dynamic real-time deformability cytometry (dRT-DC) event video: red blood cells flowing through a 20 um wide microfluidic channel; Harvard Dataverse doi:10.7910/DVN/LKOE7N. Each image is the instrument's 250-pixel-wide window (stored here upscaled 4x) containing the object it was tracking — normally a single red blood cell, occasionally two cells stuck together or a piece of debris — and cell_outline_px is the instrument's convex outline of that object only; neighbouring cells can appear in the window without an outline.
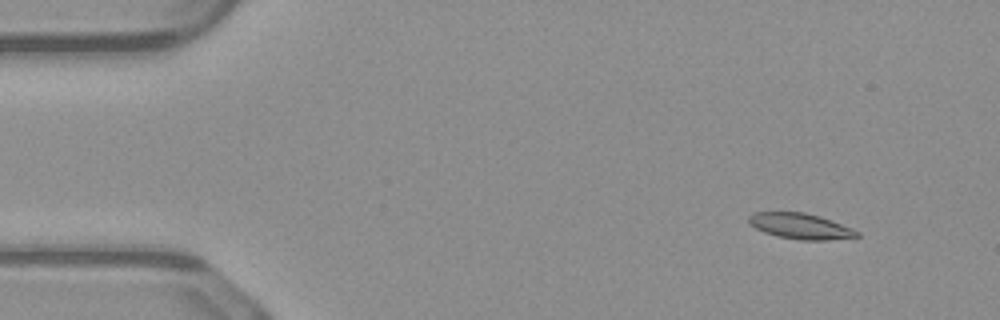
{"species": "common noctule bat (a hibernating species)", "species_latin": "Nyctalus noctula", "temperature_condition": "warm", "stored_images_in_passage": 51, "camera_frame_rate_fps": 3000, "um_per_image_px": 0.085, "animal": {"sex": "male", "body_mass_g": 23.1, "forearm_length_mm": 52.7}, "frame": {"image": 1, "passage_image": 5, "time_ms": 1.333, "image_size_px": [1000, 320], "cell_outline_px": [[860, 236], [828, 240], [800, 240], [776, 236], [764, 232], [756, 228], [748, 220], [748, 216], [756, 212], [804, 212], [820, 216], [852, 228], [860, 232]], "centroid_in_image_um": [68.06, 19.22], "position_along_channel_um": 16.9, "area_um2": 16.13}}
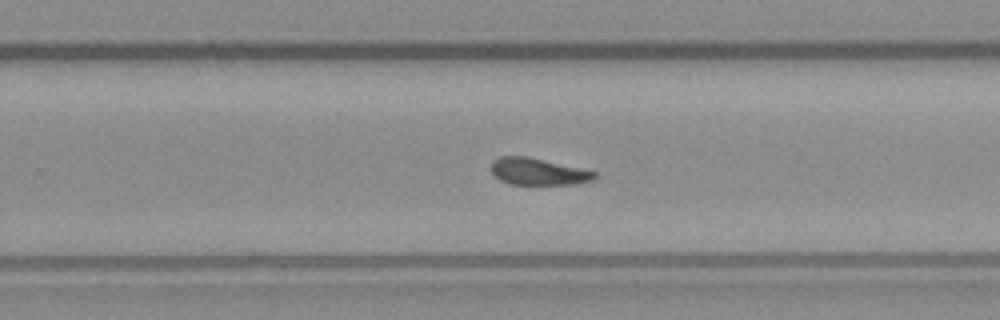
{"frame": {"image": 2, "passage_image": 32, "time_ms": 10.333, "image_size_px": [1000, 320], "cell_outline_px": [[600, 176], [596, 180], [576, 184], [536, 188], [508, 184], [500, 180], [492, 172], [492, 160], [500, 156], [528, 156], [596, 172]], "centroid_in_image_um": [45.78, 14.66], "position_along_channel_um": 284.0, "area_um2": 17.22}}
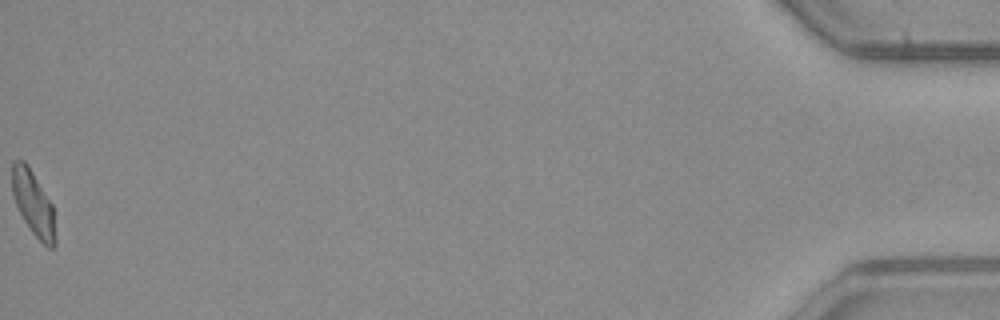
{"frame": {"image": 3, "passage_image": 51, "time_ms": 16.667, "image_size_px": [1000, 320], "cell_outline_px": [[56, 244], [52, 248], [48, 248], [32, 232], [24, 220], [16, 204], [12, 192], [12, 164], [16, 160], [24, 160], [28, 164], [52, 204], [56, 236]], "centroid_in_image_um": [2.84, 17.28], "position_along_channel_um": 432.4, "area_um2": 16.18}, "authors_computed_cell_mechanics": {"area_um2": 16.8776, "velocity_mm_per_s": 4.0786, "shape_relaxation_time_tau1_ms": 9.0386, "shape_relaxation_time_tau2_ms": 3.8493, "deformation_change_tau1": 0.2838, "deformation_change_tau2": 0.0996}}